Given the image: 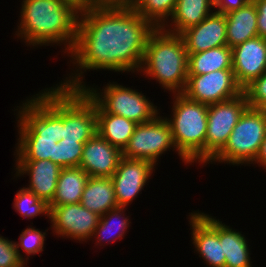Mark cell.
<instances>
[{
    "instance_id": "f1b7e54d",
    "label": "cell",
    "mask_w": 266,
    "mask_h": 267,
    "mask_svg": "<svg viewBox=\"0 0 266 267\" xmlns=\"http://www.w3.org/2000/svg\"><path fill=\"white\" fill-rule=\"evenodd\" d=\"M19 257L15 241L0 235V267H26Z\"/></svg>"
},
{
    "instance_id": "277c9868",
    "label": "cell",
    "mask_w": 266,
    "mask_h": 267,
    "mask_svg": "<svg viewBox=\"0 0 266 267\" xmlns=\"http://www.w3.org/2000/svg\"><path fill=\"white\" fill-rule=\"evenodd\" d=\"M15 36L26 46L63 45L72 51L77 38L79 13L62 0H23ZM67 52V53H66Z\"/></svg>"
},
{
    "instance_id": "3957f363",
    "label": "cell",
    "mask_w": 266,
    "mask_h": 267,
    "mask_svg": "<svg viewBox=\"0 0 266 267\" xmlns=\"http://www.w3.org/2000/svg\"><path fill=\"white\" fill-rule=\"evenodd\" d=\"M32 96V97H31ZM26 101L61 135L68 145L70 159L91 177H111L122 158L65 101L45 97L41 92Z\"/></svg>"
},
{
    "instance_id": "7402d4cb",
    "label": "cell",
    "mask_w": 266,
    "mask_h": 267,
    "mask_svg": "<svg viewBox=\"0 0 266 267\" xmlns=\"http://www.w3.org/2000/svg\"><path fill=\"white\" fill-rule=\"evenodd\" d=\"M219 240L225 255V267H252L248 240L242 232L219 220Z\"/></svg>"
},
{
    "instance_id": "d6986e66",
    "label": "cell",
    "mask_w": 266,
    "mask_h": 267,
    "mask_svg": "<svg viewBox=\"0 0 266 267\" xmlns=\"http://www.w3.org/2000/svg\"><path fill=\"white\" fill-rule=\"evenodd\" d=\"M214 11L213 0H177L170 19L161 28L173 34H181L187 28L198 25Z\"/></svg>"
},
{
    "instance_id": "5bb4252c",
    "label": "cell",
    "mask_w": 266,
    "mask_h": 267,
    "mask_svg": "<svg viewBox=\"0 0 266 267\" xmlns=\"http://www.w3.org/2000/svg\"><path fill=\"white\" fill-rule=\"evenodd\" d=\"M190 213L188 219L194 252L209 267H225V255L219 240V219L199 210Z\"/></svg>"
},
{
    "instance_id": "ffe728a7",
    "label": "cell",
    "mask_w": 266,
    "mask_h": 267,
    "mask_svg": "<svg viewBox=\"0 0 266 267\" xmlns=\"http://www.w3.org/2000/svg\"><path fill=\"white\" fill-rule=\"evenodd\" d=\"M227 45L233 48L258 36L257 8L251 0L244 7L225 14Z\"/></svg>"
},
{
    "instance_id": "8992f818",
    "label": "cell",
    "mask_w": 266,
    "mask_h": 267,
    "mask_svg": "<svg viewBox=\"0 0 266 267\" xmlns=\"http://www.w3.org/2000/svg\"><path fill=\"white\" fill-rule=\"evenodd\" d=\"M172 96V115L165 118L171 126L176 154L185 165L195 162L205 166L208 105L189 100L182 93Z\"/></svg>"
},
{
    "instance_id": "9a60e30c",
    "label": "cell",
    "mask_w": 266,
    "mask_h": 267,
    "mask_svg": "<svg viewBox=\"0 0 266 267\" xmlns=\"http://www.w3.org/2000/svg\"><path fill=\"white\" fill-rule=\"evenodd\" d=\"M157 166L147 160L122 157L111 176L115 199L119 207H128L141 194Z\"/></svg>"
},
{
    "instance_id": "5b68a950",
    "label": "cell",
    "mask_w": 266,
    "mask_h": 267,
    "mask_svg": "<svg viewBox=\"0 0 266 267\" xmlns=\"http://www.w3.org/2000/svg\"><path fill=\"white\" fill-rule=\"evenodd\" d=\"M187 62L182 36L156 28L148 38L139 73L148 80L155 79L164 92L183 93L188 79Z\"/></svg>"
},
{
    "instance_id": "f546056e",
    "label": "cell",
    "mask_w": 266,
    "mask_h": 267,
    "mask_svg": "<svg viewBox=\"0 0 266 267\" xmlns=\"http://www.w3.org/2000/svg\"><path fill=\"white\" fill-rule=\"evenodd\" d=\"M251 0H213L215 12L227 14L230 11L244 7Z\"/></svg>"
},
{
    "instance_id": "4316f807",
    "label": "cell",
    "mask_w": 266,
    "mask_h": 267,
    "mask_svg": "<svg viewBox=\"0 0 266 267\" xmlns=\"http://www.w3.org/2000/svg\"><path fill=\"white\" fill-rule=\"evenodd\" d=\"M36 229L35 227L28 226L25 230H23L19 236V241H15L16 250L18 252L19 257L27 264L30 260V256H34L36 254L44 251V244L46 241V233ZM24 252L26 255H22ZM24 256V257H23ZM27 256V257H26Z\"/></svg>"
},
{
    "instance_id": "484cf974",
    "label": "cell",
    "mask_w": 266,
    "mask_h": 267,
    "mask_svg": "<svg viewBox=\"0 0 266 267\" xmlns=\"http://www.w3.org/2000/svg\"><path fill=\"white\" fill-rule=\"evenodd\" d=\"M15 195L13 208L21 217L33 219L42 214L50 219L49 204L45 200L40 199L32 191L23 187Z\"/></svg>"
},
{
    "instance_id": "d4e9b609",
    "label": "cell",
    "mask_w": 266,
    "mask_h": 267,
    "mask_svg": "<svg viewBox=\"0 0 266 267\" xmlns=\"http://www.w3.org/2000/svg\"><path fill=\"white\" fill-rule=\"evenodd\" d=\"M177 0H134L132 8L156 28H161L171 17Z\"/></svg>"
},
{
    "instance_id": "603a6c76",
    "label": "cell",
    "mask_w": 266,
    "mask_h": 267,
    "mask_svg": "<svg viewBox=\"0 0 266 267\" xmlns=\"http://www.w3.org/2000/svg\"><path fill=\"white\" fill-rule=\"evenodd\" d=\"M188 54V75H203L221 69H232V48L228 45Z\"/></svg>"
},
{
    "instance_id": "e0dca14e",
    "label": "cell",
    "mask_w": 266,
    "mask_h": 267,
    "mask_svg": "<svg viewBox=\"0 0 266 267\" xmlns=\"http://www.w3.org/2000/svg\"><path fill=\"white\" fill-rule=\"evenodd\" d=\"M187 53H198L227 45L225 14L213 12L198 25L180 34Z\"/></svg>"
},
{
    "instance_id": "8fae6325",
    "label": "cell",
    "mask_w": 266,
    "mask_h": 267,
    "mask_svg": "<svg viewBox=\"0 0 266 267\" xmlns=\"http://www.w3.org/2000/svg\"><path fill=\"white\" fill-rule=\"evenodd\" d=\"M247 107L244 93L231 100L208 105L205 165L225 146Z\"/></svg>"
},
{
    "instance_id": "30bf717a",
    "label": "cell",
    "mask_w": 266,
    "mask_h": 267,
    "mask_svg": "<svg viewBox=\"0 0 266 267\" xmlns=\"http://www.w3.org/2000/svg\"><path fill=\"white\" fill-rule=\"evenodd\" d=\"M173 149V150H172ZM170 150L177 152L171 126L160 114L152 121L137 124L122 157L128 159L147 160L158 166L159 157Z\"/></svg>"
},
{
    "instance_id": "9c48e42d",
    "label": "cell",
    "mask_w": 266,
    "mask_h": 267,
    "mask_svg": "<svg viewBox=\"0 0 266 267\" xmlns=\"http://www.w3.org/2000/svg\"><path fill=\"white\" fill-rule=\"evenodd\" d=\"M65 102L102 138L121 151L124 150L137 123L105 113L83 90L76 91Z\"/></svg>"
},
{
    "instance_id": "4fadbf2b",
    "label": "cell",
    "mask_w": 266,
    "mask_h": 267,
    "mask_svg": "<svg viewBox=\"0 0 266 267\" xmlns=\"http://www.w3.org/2000/svg\"><path fill=\"white\" fill-rule=\"evenodd\" d=\"M50 227L54 235L62 239H74L80 243L92 240L94 230L100 220V216L81 205L67 204L60 206H49Z\"/></svg>"
},
{
    "instance_id": "2e32d148",
    "label": "cell",
    "mask_w": 266,
    "mask_h": 267,
    "mask_svg": "<svg viewBox=\"0 0 266 267\" xmlns=\"http://www.w3.org/2000/svg\"><path fill=\"white\" fill-rule=\"evenodd\" d=\"M232 70L242 89L266 72V38L257 36L233 47Z\"/></svg>"
},
{
    "instance_id": "e575fe53",
    "label": "cell",
    "mask_w": 266,
    "mask_h": 267,
    "mask_svg": "<svg viewBox=\"0 0 266 267\" xmlns=\"http://www.w3.org/2000/svg\"><path fill=\"white\" fill-rule=\"evenodd\" d=\"M261 109L264 111L265 116H266V104Z\"/></svg>"
},
{
    "instance_id": "ba28073f",
    "label": "cell",
    "mask_w": 266,
    "mask_h": 267,
    "mask_svg": "<svg viewBox=\"0 0 266 267\" xmlns=\"http://www.w3.org/2000/svg\"><path fill=\"white\" fill-rule=\"evenodd\" d=\"M93 86V87H92ZM82 90L105 112L125 117L137 124L154 120L160 109L144 93L117 82H108L102 90L94 85Z\"/></svg>"
},
{
    "instance_id": "83f0119b",
    "label": "cell",
    "mask_w": 266,
    "mask_h": 267,
    "mask_svg": "<svg viewBox=\"0 0 266 267\" xmlns=\"http://www.w3.org/2000/svg\"><path fill=\"white\" fill-rule=\"evenodd\" d=\"M248 107L262 108L266 104V72L243 89Z\"/></svg>"
},
{
    "instance_id": "836d02e7",
    "label": "cell",
    "mask_w": 266,
    "mask_h": 267,
    "mask_svg": "<svg viewBox=\"0 0 266 267\" xmlns=\"http://www.w3.org/2000/svg\"><path fill=\"white\" fill-rule=\"evenodd\" d=\"M258 164V166L263 167V169L266 170V137L264 138L259 154L256 158V160L254 161L253 165Z\"/></svg>"
},
{
    "instance_id": "4dcf8cb0",
    "label": "cell",
    "mask_w": 266,
    "mask_h": 267,
    "mask_svg": "<svg viewBox=\"0 0 266 267\" xmlns=\"http://www.w3.org/2000/svg\"><path fill=\"white\" fill-rule=\"evenodd\" d=\"M257 8L258 36L266 38V0H252Z\"/></svg>"
},
{
    "instance_id": "cb8c5ba5",
    "label": "cell",
    "mask_w": 266,
    "mask_h": 267,
    "mask_svg": "<svg viewBox=\"0 0 266 267\" xmlns=\"http://www.w3.org/2000/svg\"><path fill=\"white\" fill-rule=\"evenodd\" d=\"M126 210L127 207H118L100 216L97 228L91 237L93 240H96L95 246L104 247L105 244L109 245V242L113 243L116 240H123L122 238L126 236L127 230L131 226V219L129 218L130 216L126 215Z\"/></svg>"
},
{
    "instance_id": "7c38bea8",
    "label": "cell",
    "mask_w": 266,
    "mask_h": 267,
    "mask_svg": "<svg viewBox=\"0 0 266 267\" xmlns=\"http://www.w3.org/2000/svg\"><path fill=\"white\" fill-rule=\"evenodd\" d=\"M189 100L207 105L231 100L243 94L232 69L203 75H188L183 93Z\"/></svg>"
},
{
    "instance_id": "7a4b0ae2",
    "label": "cell",
    "mask_w": 266,
    "mask_h": 267,
    "mask_svg": "<svg viewBox=\"0 0 266 267\" xmlns=\"http://www.w3.org/2000/svg\"><path fill=\"white\" fill-rule=\"evenodd\" d=\"M25 101V102H24ZM17 106L14 177L29 176L25 188L48 204L55 195L62 167L70 159L61 135L26 101Z\"/></svg>"
},
{
    "instance_id": "52a82bcc",
    "label": "cell",
    "mask_w": 266,
    "mask_h": 267,
    "mask_svg": "<svg viewBox=\"0 0 266 267\" xmlns=\"http://www.w3.org/2000/svg\"><path fill=\"white\" fill-rule=\"evenodd\" d=\"M266 137V116L262 109L247 107L233 128L225 146L207 163L253 164ZM216 162V163H215Z\"/></svg>"
},
{
    "instance_id": "d6a6232c",
    "label": "cell",
    "mask_w": 266,
    "mask_h": 267,
    "mask_svg": "<svg viewBox=\"0 0 266 267\" xmlns=\"http://www.w3.org/2000/svg\"><path fill=\"white\" fill-rule=\"evenodd\" d=\"M62 1L73 7L79 14L92 9V0H62Z\"/></svg>"
},
{
    "instance_id": "ac0fdd59",
    "label": "cell",
    "mask_w": 266,
    "mask_h": 267,
    "mask_svg": "<svg viewBox=\"0 0 266 267\" xmlns=\"http://www.w3.org/2000/svg\"><path fill=\"white\" fill-rule=\"evenodd\" d=\"M89 175L71 159L62 167L55 195L49 206L81 203V197Z\"/></svg>"
},
{
    "instance_id": "44dd1931",
    "label": "cell",
    "mask_w": 266,
    "mask_h": 267,
    "mask_svg": "<svg viewBox=\"0 0 266 267\" xmlns=\"http://www.w3.org/2000/svg\"><path fill=\"white\" fill-rule=\"evenodd\" d=\"M81 205L99 216L118 208L111 177L89 176L82 193Z\"/></svg>"
},
{
    "instance_id": "6da1fadb",
    "label": "cell",
    "mask_w": 266,
    "mask_h": 267,
    "mask_svg": "<svg viewBox=\"0 0 266 267\" xmlns=\"http://www.w3.org/2000/svg\"><path fill=\"white\" fill-rule=\"evenodd\" d=\"M155 29L133 8H93L80 13L76 42L68 55L75 70L59 84L40 92L50 99L66 101L87 85L83 81L87 70L138 73Z\"/></svg>"
},
{
    "instance_id": "1f68e13d",
    "label": "cell",
    "mask_w": 266,
    "mask_h": 267,
    "mask_svg": "<svg viewBox=\"0 0 266 267\" xmlns=\"http://www.w3.org/2000/svg\"><path fill=\"white\" fill-rule=\"evenodd\" d=\"M134 0H92L93 8H132Z\"/></svg>"
}]
</instances>
